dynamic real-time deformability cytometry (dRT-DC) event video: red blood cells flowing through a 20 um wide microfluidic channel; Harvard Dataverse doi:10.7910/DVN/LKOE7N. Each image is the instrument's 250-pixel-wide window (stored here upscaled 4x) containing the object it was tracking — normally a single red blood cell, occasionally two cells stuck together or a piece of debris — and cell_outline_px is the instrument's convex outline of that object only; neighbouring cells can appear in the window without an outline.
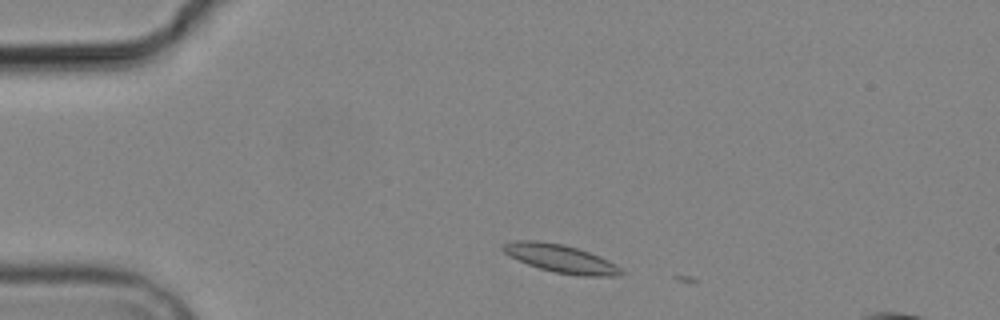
{"species": "common noctule bat (a hibernating species)", "species_latin": "Nyctalus noctula", "temperature_condition": "cold", "stored_images_in_passage": 3, "camera_frame_rate_fps": 3000, "um_per_image_px": 0.085, "animal": {"sex": "male", "body_mass_g": 19.2, "forearm_length_mm": 51.8}, "frame": {"image": 1, "passage_image": 1, "time_ms": 0.0, "image_size_px": [1000, 320], "cell_outline_px": [[624, 272], [620, 276], [584, 276], [556, 272], [540, 268], [528, 264], [508, 256], [500, 248], [500, 244], [516, 240], [536, 240], [564, 244], [600, 256], [616, 264]], "centroid_in_image_um": [47.63, 21.96], "position_along_channel_um": 37.4, "area_um2": 19.36}}